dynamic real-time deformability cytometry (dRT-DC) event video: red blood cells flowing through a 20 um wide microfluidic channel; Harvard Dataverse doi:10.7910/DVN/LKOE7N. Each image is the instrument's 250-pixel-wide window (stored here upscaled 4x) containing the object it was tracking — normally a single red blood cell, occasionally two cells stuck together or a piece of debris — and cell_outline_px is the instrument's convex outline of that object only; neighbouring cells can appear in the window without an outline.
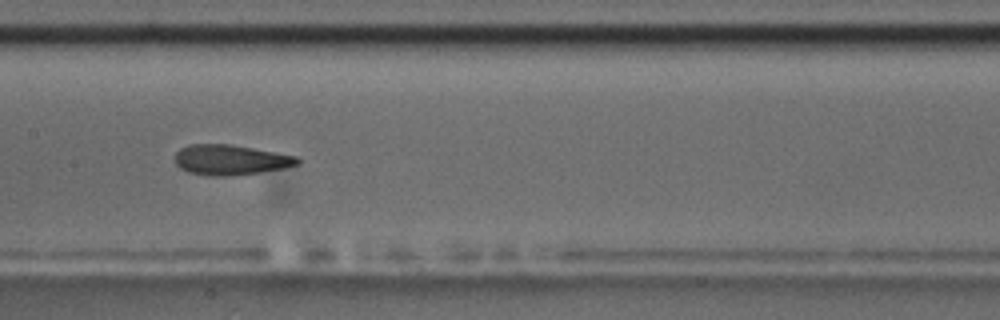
{"species": "common noctule bat (a hibernating species)", "species_latin": "Nyctalus noctula", "temperature_condition": "room temperature", "stored_images_in_passage": 11, "camera_frame_rate_fps": 3000, "um_per_image_px": 0.085, "animal": {"sex": "male", "body_mass_g": 17.5, "forearm_length_mm": 52.3}, "frame": {"image": 1, "passage_image": 8, "time_ms": 8.0, "image_size_px": [1000, 320], "cell_outline_px": [[300, 164], [284, 168], [260, 172], [224, 176], [208, 176], [188, 172], [180, 168], [176, 164], [176, 152], [180, 148], [188, 144], [232, 144], [300, 156]], "centroid_in_image_um": [19.62, 13.58], "position_along_channel_um": 187.8, "area_um2": 21.79}}